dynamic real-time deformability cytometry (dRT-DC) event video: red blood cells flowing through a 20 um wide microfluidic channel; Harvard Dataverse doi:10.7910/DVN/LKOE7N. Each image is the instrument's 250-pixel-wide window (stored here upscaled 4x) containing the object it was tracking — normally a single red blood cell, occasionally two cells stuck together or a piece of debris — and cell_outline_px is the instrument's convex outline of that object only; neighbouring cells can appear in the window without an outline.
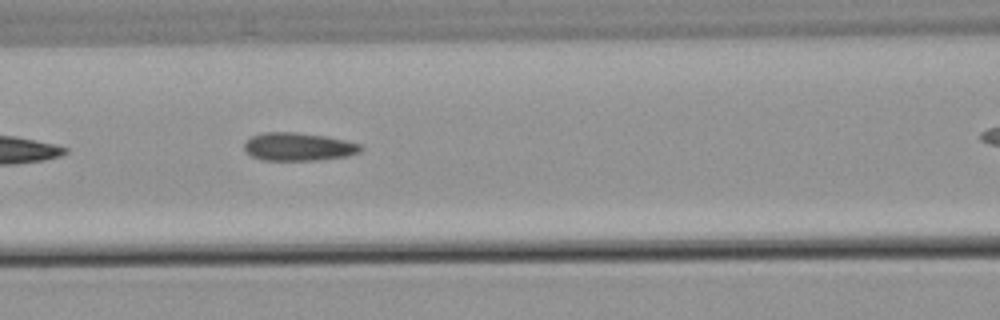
{"species": "common noctule bat (a hibernating species)", "species_latin": "Nyctalus noctula", "temperature_condition": "warm", "stored_images_in_passage": 4, "camera_frame_rate_fps": 3000, "um_per_image_px": 0.085, "animal": {"sex": "male", "body_mass_g": 21.5, "forearm_length_mm": 52.0}, "frame": {"image": 1, "passage_image": 3, "time_ms": 2.333, "image_size_px": [1000, 320], "cell_outline_px": [[364, 148], [360, 152], [344, 156], [320, 160], [260, 160], [244, 152], [244, 144], [252, 136], [264, 132], [296, 132], [324, 136], [344, 140], [360, 144]], "centroid_in_image_um": [25.34, 12.48], "position_along_channel_um": 141.3, "area_um2": 19.02}}